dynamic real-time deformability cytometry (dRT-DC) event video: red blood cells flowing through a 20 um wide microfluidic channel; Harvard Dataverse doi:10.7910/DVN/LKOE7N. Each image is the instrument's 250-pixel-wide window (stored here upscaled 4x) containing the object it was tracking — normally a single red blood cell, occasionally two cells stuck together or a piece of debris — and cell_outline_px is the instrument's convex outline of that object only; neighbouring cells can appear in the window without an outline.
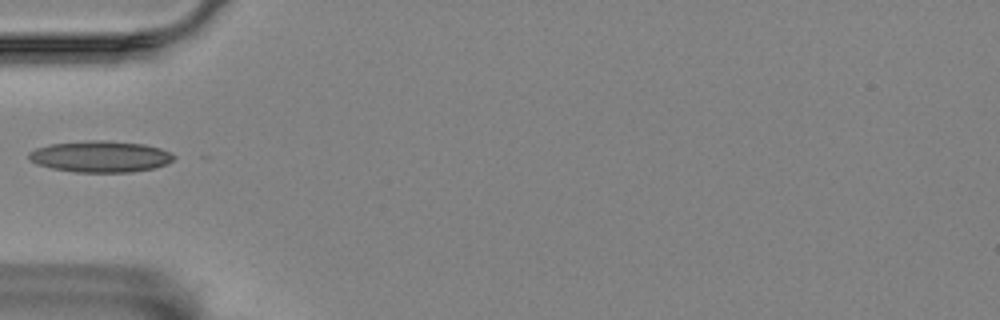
{"species": "Egyptian fruit bat (a non-hibernating species)", "species_latin": "Rousettus aegyptiacus", "temperature_condition": "room temperature", "stored_images_in_passage": 1, "camera_frame_rate_fps": 3000, "um_per_image_px": 0.085, "animal": {"sex": "female"}, "frame": {"image": 1, "passage_image": 1, "time_ms": 0.0, "image_size_px": [1000, 320], "cell_outline_px": [[176, 156], [172, 160], [164, 164], [152, 168], [132, 172], [76, 172], [52, 168], [36, 164], [28, 160], [28, 152], [36, 148], [52, 144], [88, 140], [104, 140], [144, 144], [160, 148], [172, 152]], "centroid_in_image_um": [8.51, 13.3], "position_along_channel_um": 76.5, "area_um2": 26.47}}